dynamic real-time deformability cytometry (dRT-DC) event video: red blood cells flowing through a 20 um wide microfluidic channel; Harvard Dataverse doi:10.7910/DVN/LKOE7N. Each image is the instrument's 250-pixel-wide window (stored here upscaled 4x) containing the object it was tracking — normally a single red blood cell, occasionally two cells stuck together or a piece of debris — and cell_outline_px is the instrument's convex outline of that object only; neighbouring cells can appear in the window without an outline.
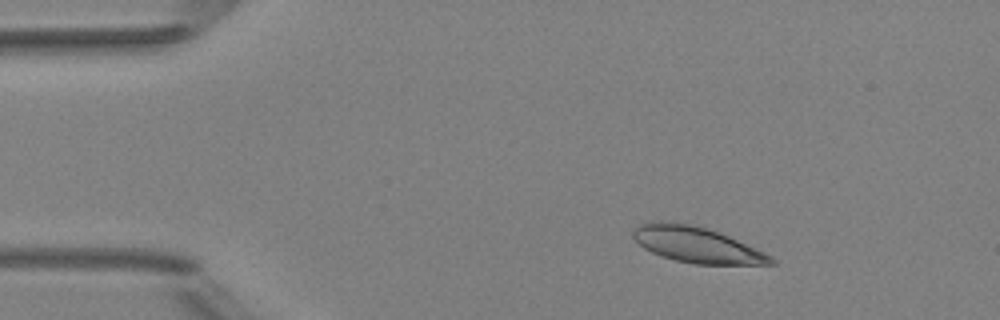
{"species": "Egyptian fruit bat (a non-hibernating species)", "species_latin": "Rousettus aegyptiacus", "temperature_condition": "room temperature", "stored_images_in_passage": 3, "camera_frame_rate_fps": 3000, "um_per_image_px": 0.085, "animal": {"sex": "female"}, "frame": {"image": 1, "passage_image": 1, "time_ms": 0.0, "image_size_px": [1000, 320], "cell_outline_px": [[776, 264], [692, 264], [660, 256], [644, 248], [632, 236], [632, 232], [640, 224], [652, 220], [664, 220], [692, 224], [708, 228], [720, 232], [764, 252], [772, 256], [776, 260]], "centroid_in_image_um": [59.2, 20.78], "position_along_channel_um": 25.8, "area_um2": 28.9}}
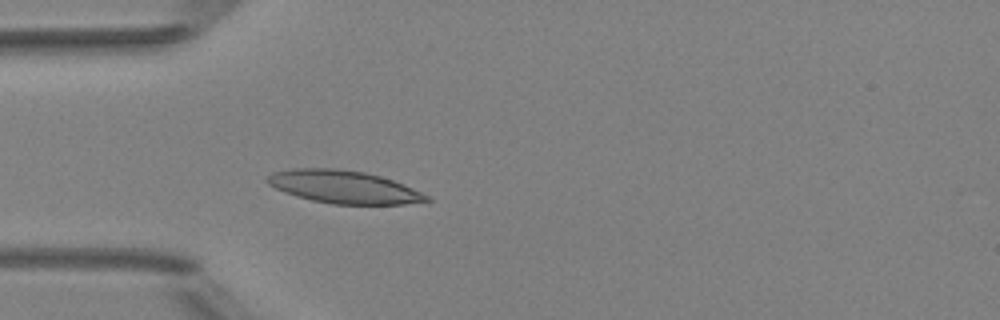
{"frame": {"image": 2, "passage_image": 3, "time_ms": 2.333, "image_size_px": [1000, 320], "cell_outline_px": [[432, 200], [404, 204], [332, 204], [312, 200], [296, 196], [284, 192], [268, 184], [268, 176], [272, 172], [292, 168], [336, 168], [364, 172], [380, 176], [392, 180], [412, 188], [428, 196]], "centroid_in_image_um": [29.19, 15.88], "position_along_channel_um": 55.8, "area_um2": 30.17}}